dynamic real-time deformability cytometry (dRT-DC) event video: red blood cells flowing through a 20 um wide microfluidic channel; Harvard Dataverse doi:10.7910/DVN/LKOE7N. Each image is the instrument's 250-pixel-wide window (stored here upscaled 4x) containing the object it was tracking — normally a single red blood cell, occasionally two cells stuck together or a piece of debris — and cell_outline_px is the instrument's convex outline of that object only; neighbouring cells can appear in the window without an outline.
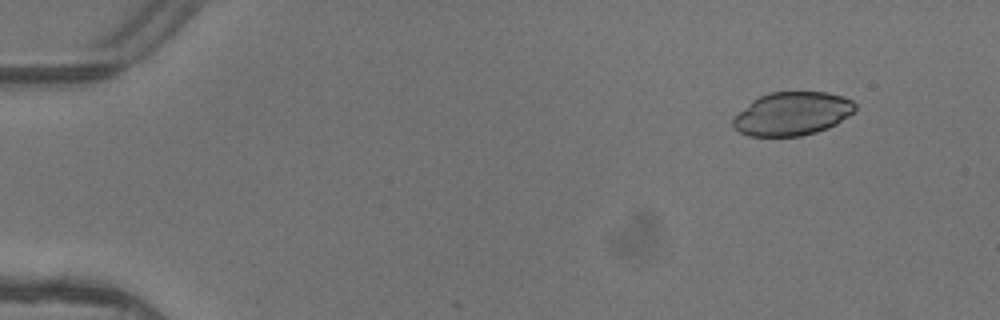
{"species": "common noctule bat (a hibernating species)", "species_latin": "Nyctalus noctula", "temperature_condition": "warm", "stored_images_in_passage": 5, "camera_frame_rate_fps": 3000, "um_per_image_px": 0.085, "animal": {"sex": "female"}, "frame": {"image": 1, "passage_image": 2, "time_ms": 0.333, "image_size_px": [1000, 320], "cell_outline_px": [[856, 108], [848, 116], [836, 124], [828, 128], [816, 132], [800, 136], [748, 136], [732, 128], [732, 120], [752, 100], [768, 92], [828, 92], [844, 96], [852, 100], [856, 104]], "centroid_in_image_um": [67.35, 9.66], "position_along_channel_um": 17.7, "area_um2": 30.92}}